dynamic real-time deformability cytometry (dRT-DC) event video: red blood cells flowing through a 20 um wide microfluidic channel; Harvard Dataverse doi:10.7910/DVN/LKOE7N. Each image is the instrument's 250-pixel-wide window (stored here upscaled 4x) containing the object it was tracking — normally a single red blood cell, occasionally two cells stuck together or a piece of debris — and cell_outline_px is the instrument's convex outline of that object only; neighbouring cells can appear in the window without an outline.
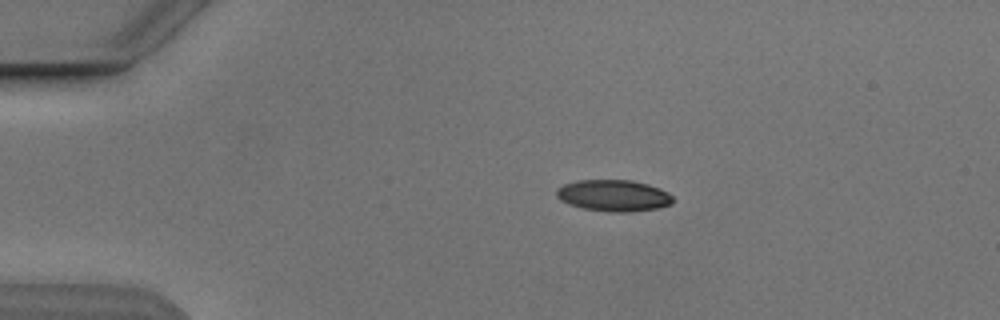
{"species": "Egyptian fruit bat (a non-hibernating species)", "species_latin": "Rousettus aegyptiacus", "temperature_condition": "cold", "stored_images_in_passage": 3, "camera_frame_rate_fps": 3000, "um_per_image_px": 0.085, "animal": {"sex": "male"}, "frame": {"image": 1, "passage_image": 1, "time_ms": 0.0, "image_size_px": [1000, 320], "cell_outline_px": [[676, 200], [672, 204], [660, 208], [632, 212], [608, 212], [580, 208], [568, 204], [560, 200], [556, 196], [556, 188], [564, 184], [576, 180], [632, 180], [648, 184], [660, 188], [668, 192]], "centroid_in_image_um": [52.17, 16.63], "position_along_channel_um": 32.8, "area_um2": 21.85}}
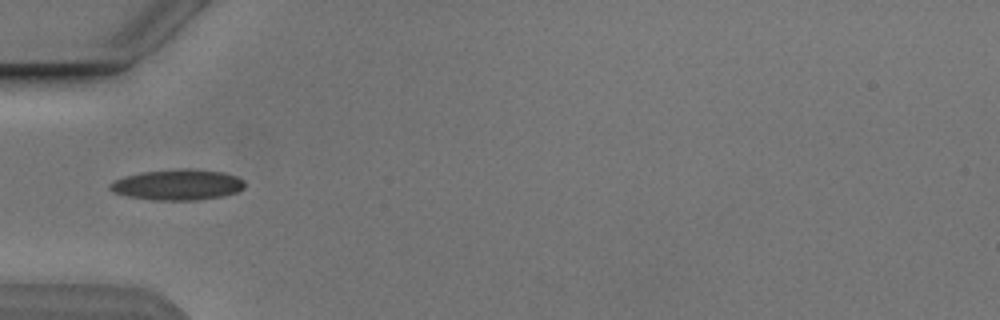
{"frame": {"image": 2, "passage_image": 3, "time_ms": 2.333, "image_size_px": [1000, 320], "cell_outline_px": [[244, 188], [236, 192], [224, 196], [196, 200], [152, 200], [128, 196], [112, 192], [108, 188], [108, 184], [124, 176], [144, 172], [184, 168], [188, 168], [224, 172], [236, 176], [244, 180]], "centroid_in_image_um": [15.1, 15.7], "position_along_channel_um": 69.9, "area_um2": 24.16}}